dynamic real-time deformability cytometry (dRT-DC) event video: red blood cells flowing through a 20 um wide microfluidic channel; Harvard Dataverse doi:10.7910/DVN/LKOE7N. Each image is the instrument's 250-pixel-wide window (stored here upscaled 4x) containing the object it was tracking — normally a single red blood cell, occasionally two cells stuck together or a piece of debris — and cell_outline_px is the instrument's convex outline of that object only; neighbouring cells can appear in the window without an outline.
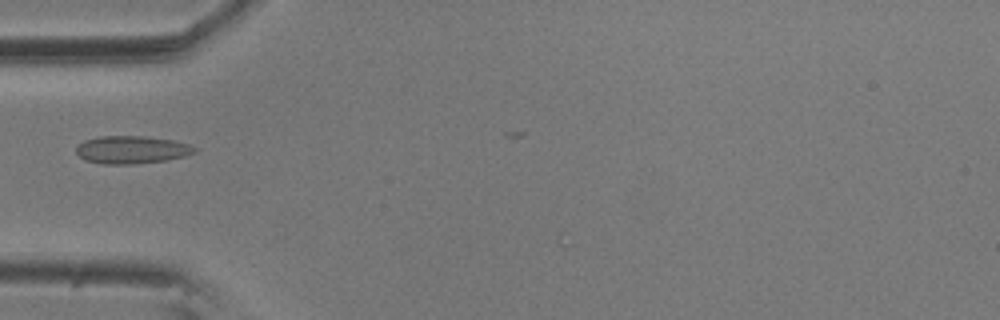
{"species": "common noctule bat (a hibernating species)", "species_latin": "Nyctalus noctula", "temperature_condition": "room temperature", "stored_images_in_passage": 5, "camera_frame_rate_fps": 3000, "um_per_image_px": 0.085, "animal": {"sex": "male", "body_mass_g": 20.5, "forearm_length_mm": 52.5}, "frame": {"image": 1, "passage_image": 4, "time_ms": 1.0, "image_size_px": [1000, 320], "cell_outline_px": [[196, 152], [184, 156], [168, 160], [132, 164], [100, 164], [84, 160], [76, 152], [76, 148], [84, 140], [100, 136], [144, 136], [172, 140], [188, 144], [196, 148]], "centroid_in_image_um": [11.18, 12.73], "position_along_channel_um": 73.8, "area_um2": 19.13}}